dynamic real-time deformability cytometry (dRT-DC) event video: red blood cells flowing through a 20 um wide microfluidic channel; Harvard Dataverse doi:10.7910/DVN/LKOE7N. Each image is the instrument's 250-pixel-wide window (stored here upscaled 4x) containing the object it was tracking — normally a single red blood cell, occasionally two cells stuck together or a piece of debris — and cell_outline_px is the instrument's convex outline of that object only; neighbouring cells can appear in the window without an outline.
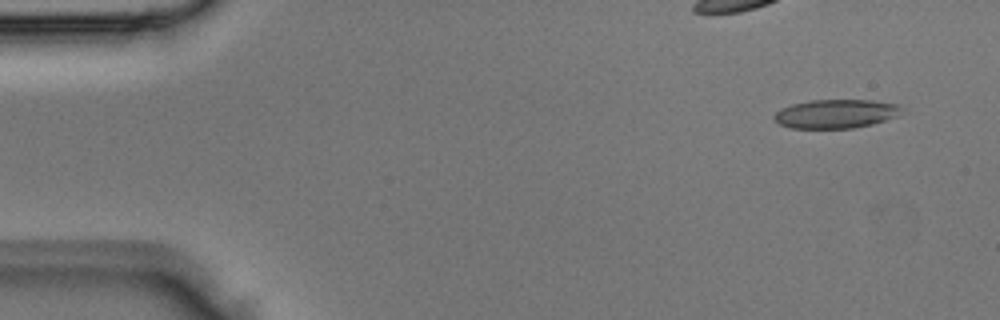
{"species": "Egyptian fruit bat (a non-hibernating species)", "species_latin": "Rousettus aegyptiacus", "temperature_condition": "room temperature", "stored_images_in_passage": 3, "camera_frame_rate_fps": 3000, "um_per_image_px": 0.085, "animal": {"sex": "male"}, "frame": {"image": 1, "passage_image": 1, "time_ms": 0.0, "image_size_px": [1000, 320], "cell_outline_px": [[904, 108], [900, 116], [872, 124], [852, 128], [792, 128], [780, 124], [772, 116], [780, 108], [792, 104], [812, 100], [872, 100], [900, 104]], "centroid_in_image_um": [71.11, 9.66], "position_along_channel_um": 13.9, "area_um2": 21.62}}